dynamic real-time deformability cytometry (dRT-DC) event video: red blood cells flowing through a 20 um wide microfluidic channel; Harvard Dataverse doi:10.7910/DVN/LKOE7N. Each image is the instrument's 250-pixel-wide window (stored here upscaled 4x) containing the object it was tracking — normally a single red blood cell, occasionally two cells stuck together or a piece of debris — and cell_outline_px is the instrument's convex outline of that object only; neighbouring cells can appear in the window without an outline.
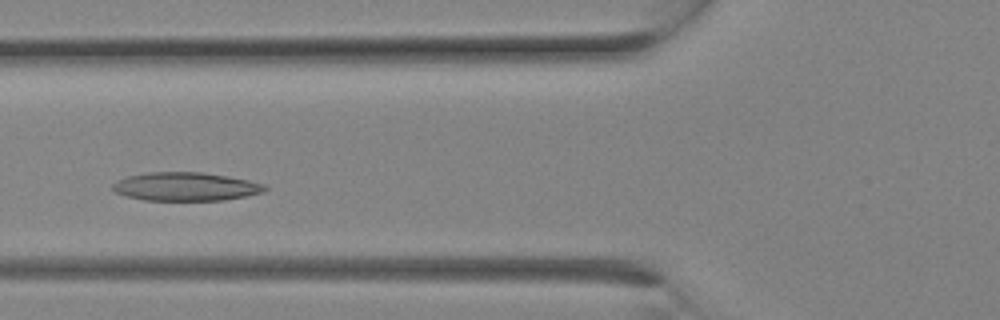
{"species": "Egyptian fruit bat (a non-hibernating species)", "species_latin": "Rousettus aegyptiacus", "temperature_condition": "room temperature", "stored_images_in_passage": 7, "camera_frame_rate_fps": 3000, "um_per_image_px": 0.085, "animal": {"sex": "female"}, "frame": {"image": 1, "passage_image": 6, "time_ms": 1.667, "image_size_px": [1000, 320], "cell_outline_px": [[268, 188], [264, 192], [224, 200], [144, 200], [128, 196], [116, 192], [112, 188], [112, 184], [128, 176], [148, 172], [200, 172], [228, 176], [248, 180], [264, 184]], "centroid_in_image_um": [15.81, 15.86], "position_along_channel_um": 110.0, "area_um2": 25.03}}